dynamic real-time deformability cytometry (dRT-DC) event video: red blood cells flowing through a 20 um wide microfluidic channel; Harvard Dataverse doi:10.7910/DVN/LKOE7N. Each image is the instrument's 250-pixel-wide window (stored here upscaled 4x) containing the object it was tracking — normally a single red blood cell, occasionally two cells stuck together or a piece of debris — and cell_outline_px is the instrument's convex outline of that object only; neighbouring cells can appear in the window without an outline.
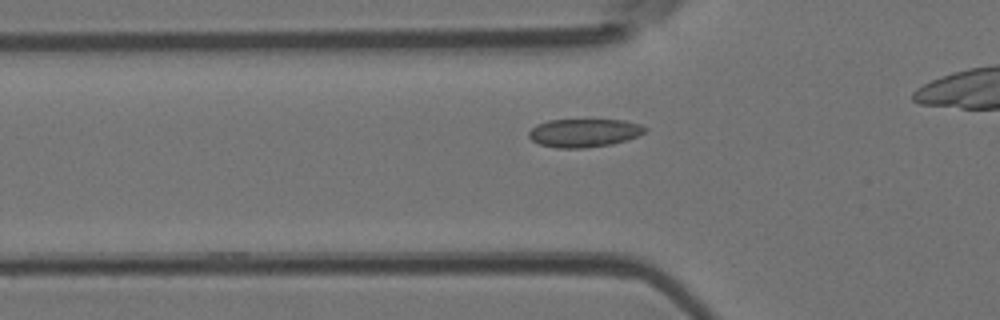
{"species": "Egyptian fruit bat (a non-hibernating species)", "species_latin": "Rousettus aegyptiacus", "temperature_condition": "room temperature", "stored_images_in_passage": 3, "camera_frame_rate_fps": 3000, "um_per_image_px": 0.085, "animal": {"sex": "female"}, "frame": {"image": 1, "passage_image": 3, "time_ms": 0.667, "image_size_px": [1000, 320], "cell_outline_px": [[648, 128], [644, 132], [628, 140], [612, 144], [584, 148], [556, 148], [540, 144], [532, 140], [528, 136], [528, 132], [536, 124], [548, 120], [624, 120], [640, 124]], "centroid_in_image_um": [49.64, 11.29], "position_along_channel_um": 76.2, "area_um2": 19.19}}